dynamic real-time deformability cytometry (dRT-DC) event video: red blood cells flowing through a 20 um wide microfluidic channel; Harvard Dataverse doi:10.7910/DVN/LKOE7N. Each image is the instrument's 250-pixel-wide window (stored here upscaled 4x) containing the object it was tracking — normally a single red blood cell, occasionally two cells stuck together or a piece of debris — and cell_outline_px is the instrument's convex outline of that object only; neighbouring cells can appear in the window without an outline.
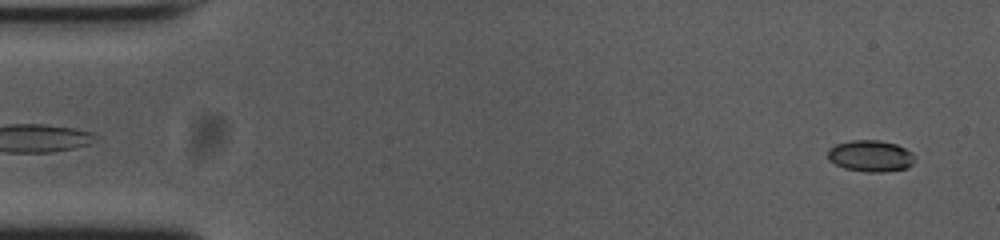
{"species": "common noctule bat (a hibernating species)", "species_latin": "Nyctalus noctula", "temperature_condition": "cold", "stored_images_in_passage": 53, "camera_frame_rate_fps": 3000, "um_per_image_px": 0.085, "animal": {"sex": "female", "body_mass_g": 23.0, "forearm_length_mm": 53.4}, "frame": {"image": 1, "passage_image": 2, "time_ms": 0.333, "image_size_px": [1000, 240], "cell_outline_px": [[916, 160], [908, 168], [884, 172], [868, 172], [844, 168], [828, 160], [828, 148], [836, 144], [852, 140], [880, 140], [896, 144], [912, 152]], "centroid_in_image_um": [74.01, 13.26], "position_along_channel_um": 11.0, "area_um2": 16.07}}
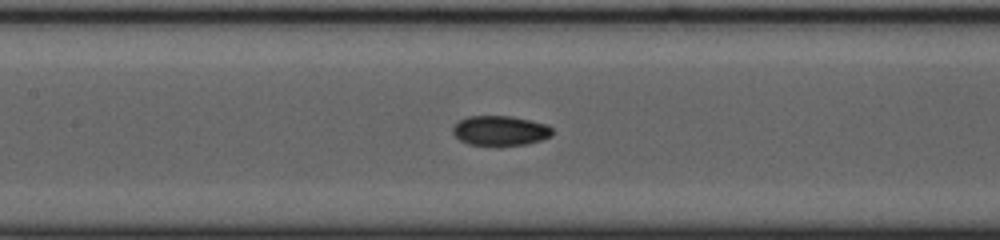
{"frame": {"image": 2, "passage_image": 24, "time_ms": 7.667, "image_size_px": [1000, 240], "cell_outline_px": [[552, 136], [540, 140], [524, 144], [500, 148], [468, 144], [460, 140], [452, 132], [452, 128], [460, 120], [468, 116], [512, 116], [548, 124], [552, 128]], "centroid_in_image_um": [42.52, 11.14], "position_along_channel_um": 164.9, "area_um2": 17.8}}
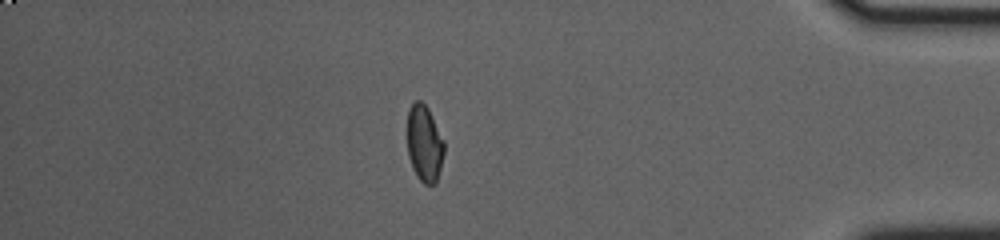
{"frame": {"image": 3, "passage_image": 46, "time_ms": 15.0, "image_size_px": [1000, 240], "cell_outline_px": [[444, 152], [436, 184], [424, 184], [416, 176], [412, 168], [408, 156], [408, 108], [416, 100], [420, 100], [428, 108], [444, 140]], "centroid_in_image_um": [36.07, 12.21], "position_along_channel_um": 399.1, "area_um2": 16.47}, "authors_computed_cell_mechanics": {"area_um2": 17.051, "velocity_mm_per_s": 3.7485, "shape_relaxation_time_tau1_ms": null, "shape_relaxation_time_tau2_ms": 2.0133, "deformation_change_tau1": null, "deformation_change_tau2": 0.055}}